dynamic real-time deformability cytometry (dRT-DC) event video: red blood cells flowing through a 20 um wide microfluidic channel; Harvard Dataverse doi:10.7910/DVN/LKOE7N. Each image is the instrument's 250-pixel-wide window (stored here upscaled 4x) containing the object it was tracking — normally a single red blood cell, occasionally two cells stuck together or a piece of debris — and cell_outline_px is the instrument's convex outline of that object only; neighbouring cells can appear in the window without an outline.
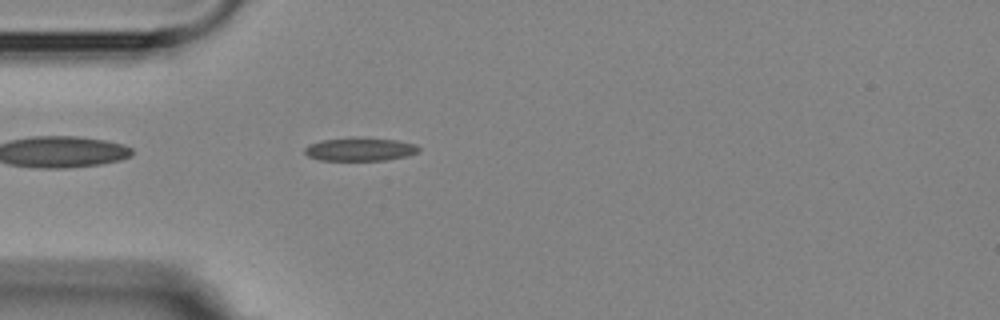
{"species": "Egyptian fruit bat (a non-hibernating species)", "species_latin": "Rousettus aegyptiacus", "temperature_condition": "room temperature", "stored_images_in_passage": 3, "camera_frame_rate_fps": 3000, "um_per_image_px": 0.085, "animal": {"sex": "female"}, "frame": {"image": 1, "passage_image": 3, "time_ms": 2.333, "image_size_px": [1000, 320], "cell_outline_px": [[420, 152], [408, 156], [384, 160], [320, 160], [308, 156], [304, 152], [304, 148], [308, 144], [324, 140], [396, 140], [416, 144], [420, 148]], "centroid_in_image_um": [30.63, 12.74], "position_along_channel_um": 54.4, "area_um2": 14.68}}